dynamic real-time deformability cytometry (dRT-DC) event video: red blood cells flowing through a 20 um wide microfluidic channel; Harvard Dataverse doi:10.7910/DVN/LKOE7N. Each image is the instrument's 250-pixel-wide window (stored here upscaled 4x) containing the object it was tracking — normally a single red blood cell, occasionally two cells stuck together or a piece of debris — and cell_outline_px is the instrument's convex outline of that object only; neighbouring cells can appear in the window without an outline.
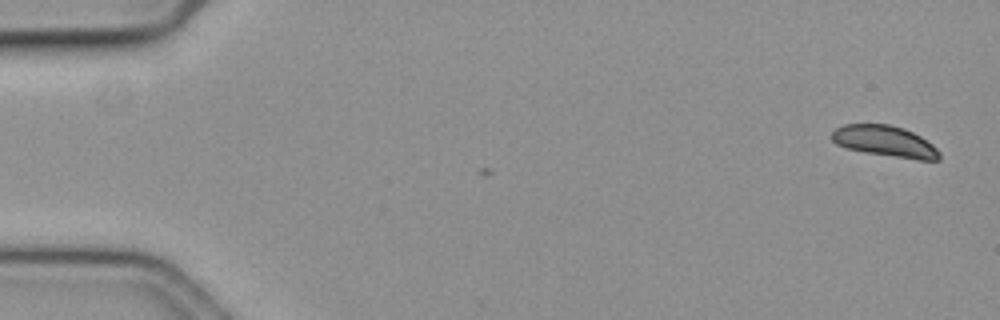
{"species": "common noctule bat (a hibernating species)", "species_latin": "Nyctalus noctula", "temperature_condition": "cold", "stored_images_in_passage": 4, "camera_frame_rate_fps": 3000, "um_per_image_px": 0.085, "animal": {"sex": "female", "body_mass_g": 19.3, "forearm_length_mm": 54.1}, "frame": {"image": 1, "passage_image": 1, "time_ms": 0.0, "image_size_px": [1000, 320], "cell_outline_px": [[940, 160], [920, 160], [864, 152], [844, 148], [836, 144], [832, 140], [832, 132], [836, 128], [844, 124], [888, 124], [904, 128], [920, 136], [932, 144], [940, 152]], "centroid_in_image_um": [75.21, 12.01], "position_along_channel_um": 9.8, "area_um2": 19.48}}